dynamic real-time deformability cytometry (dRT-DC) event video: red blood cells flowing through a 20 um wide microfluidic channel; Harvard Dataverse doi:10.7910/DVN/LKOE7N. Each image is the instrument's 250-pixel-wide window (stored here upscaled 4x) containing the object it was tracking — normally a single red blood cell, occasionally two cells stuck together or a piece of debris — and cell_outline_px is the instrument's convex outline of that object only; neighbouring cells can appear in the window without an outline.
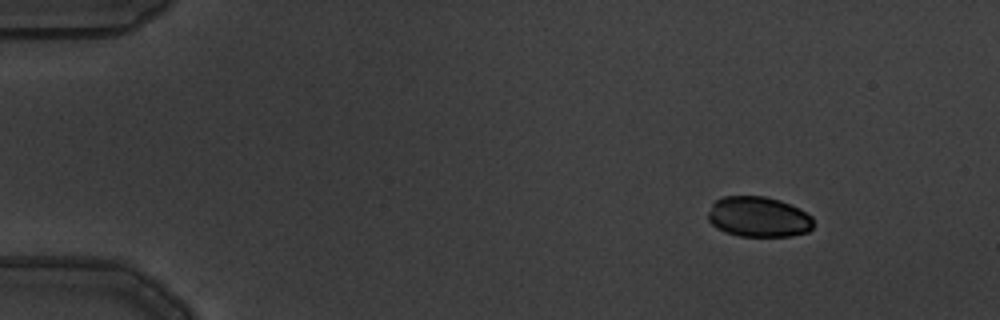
{"species": "common noctule bat (a hibernating species)", "species_latin": "Nyctalus noctula", "temperature_condition": "warm", "stored_images_in_passage": 10, "camera_frame_rate_fps": 3000, "um_per_image_px": 0.085, "animal": {"sex": "male", "body_mass_g": 19.5, "forearm_length_mm": 54.6}, "frame": {"image": 1, "passage_image": 1, "time_ms": 0.0, "image_size_px": [1000, 320], "cell_outline_px": [[812, 228], [808, 232], [792, 236], [740, 236], [724, 232], [716, 228], [708, 220], [708, 212], [712, 204], [716, 200], [724, 196], [764, 196], [780, 200], [800, 208], [812, 216]], "centroid_in_image_um": [64.47, 18.43], "position_along_channel_um": 20.5, "area_um2": 24.97}}
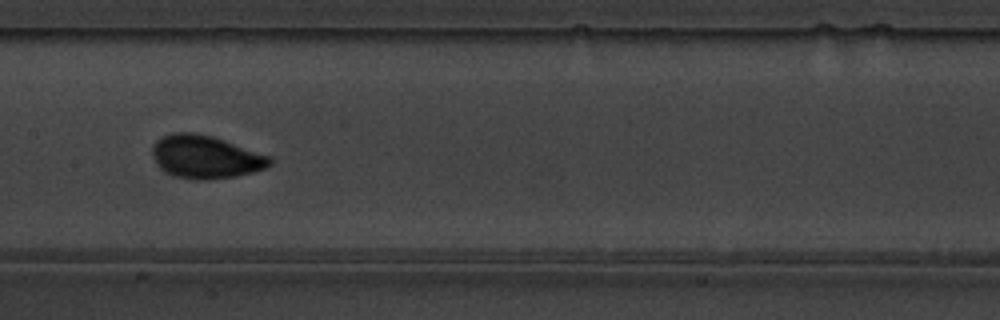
{"frame": {"image": 2, "passage_image": 7, "time_ms": 2.0, "image_size_px": [1000, 320], "cell_outline_px": [[272, 160], [264, 168], [252, 172], [236, 176], [208, 180], [192, 180], [172, 176], [164, 172], [156, 164], [152, 156], [152, 144], [156, 140], [172, 132], [196, 132], [212, 136], [272, 156]], "centroid_in_image_um": [17.42, 13.34], "position_along_channel_um": 190.0, "area_um2": 29.77}}
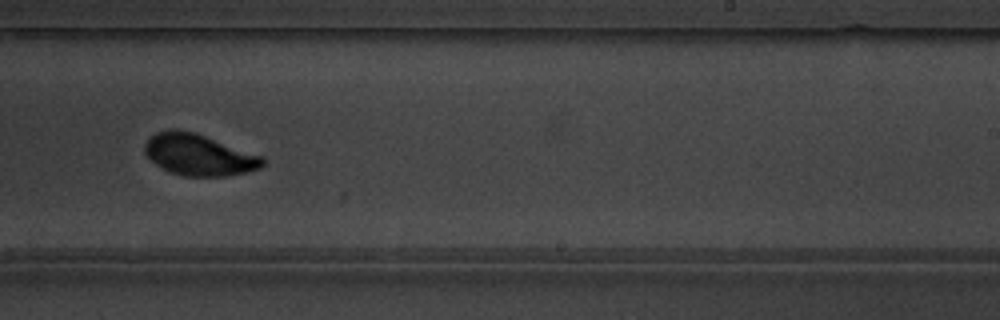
{"frame": {"image": 3, "passage_image": 9, "time_ms": 2.667, "image_size_px": [1000, 320], "cell_outline_px": [[264, 164], [260, 168], [248, 172], [228, 176], [184, 176], [168, 172], [156, 164], [144, 152], [144, 144], [156, 132], [168, 128], [176, 128], [196, 132], [264, 156]], "centroid_in_image_um": [16.92, 13.14], "position_along_channel_um": 272.1, "area_um2": 28.84}}